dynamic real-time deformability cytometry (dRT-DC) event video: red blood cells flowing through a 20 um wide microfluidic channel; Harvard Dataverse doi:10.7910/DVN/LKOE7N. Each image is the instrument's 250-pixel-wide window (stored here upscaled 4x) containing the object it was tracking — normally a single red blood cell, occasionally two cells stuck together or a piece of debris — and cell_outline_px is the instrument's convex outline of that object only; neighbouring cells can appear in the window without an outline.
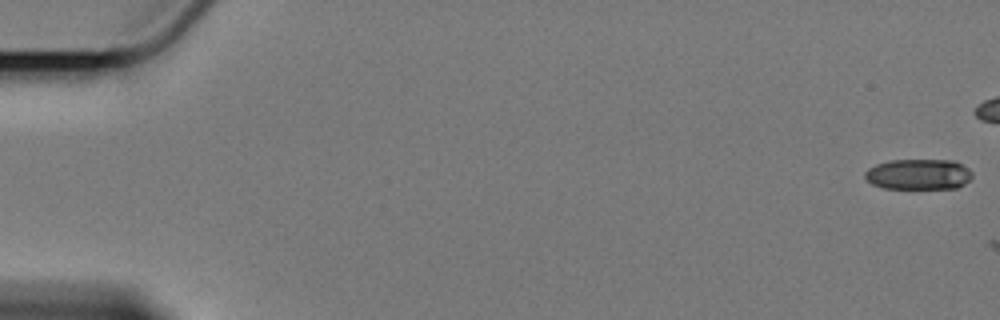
{"species": "Egyptian fruit bat (a non-hibernating species)", "species_latin": "Rousettus aegyptiacus", "temperature_condition": "cold", "stored_images_in_passage": 2, "camera_frame_rate_fps": 3000, "um_per_image_px": 0.085, "animal": {"sex": "female"}, "frame": {"image": 1, "passage_image": 1, "time_ms": 0.0, "image_size_px": [1000, 320], "cell_outline_px": [[972, 176], [964, 184], [956, 188], [884, 188], [872, 184], [864, 176], [864, 172], [868, 168], [876, 164], [888, 160], [956, 160], [968, 168], [972, 172]], "centroid_in_image_um": [78.07, 14.8], "position_along_channel_um": 6.9, "area_um2": 19.19}}